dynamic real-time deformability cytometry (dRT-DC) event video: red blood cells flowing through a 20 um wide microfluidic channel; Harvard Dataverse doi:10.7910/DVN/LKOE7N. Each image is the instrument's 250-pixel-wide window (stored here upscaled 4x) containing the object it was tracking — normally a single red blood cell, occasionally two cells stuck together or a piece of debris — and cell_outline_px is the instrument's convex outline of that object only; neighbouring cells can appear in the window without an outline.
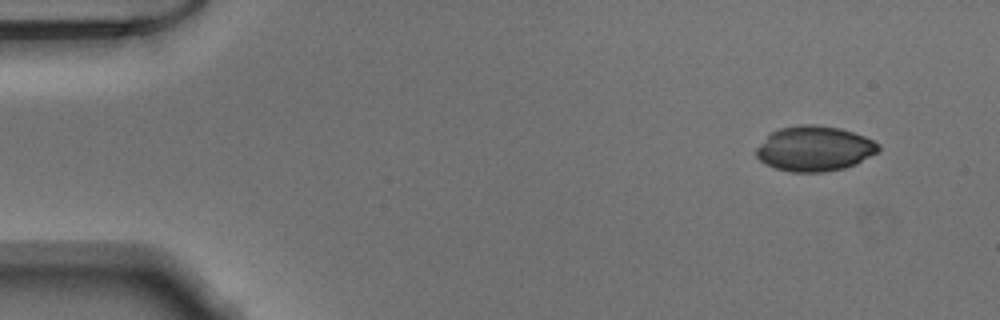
{"species": "Egyptian fruit bat (a non-hibernating species)", "species_latin": "Rousettus aegyptiacus", "temperature_condition": "warm", "stored_images_in_passage": 47, "camera_frame_rate_fps": 3000, "um_per_image_px": 0.085, "animal": {"sex": "male"}, "frame": {"image": 1, "passage_image": 1, "time_ms": 0.0, "image_size_px": [1000, 320], "cell_outline_px": [[880, 148], [876, 152], [856, 164], [844, 168], [824, 172], [792, 172], [776, 168], [764, 164], [756, 156], [756, 148], [772, 132], [780, 128], [800, 124], [816, 124], [840, 128], [864, 136], [880, 144]], "centroid_in_image_um": [69.22, 12.63], "position_along_channel_um": 15.8, "area_um2": 32.02}}
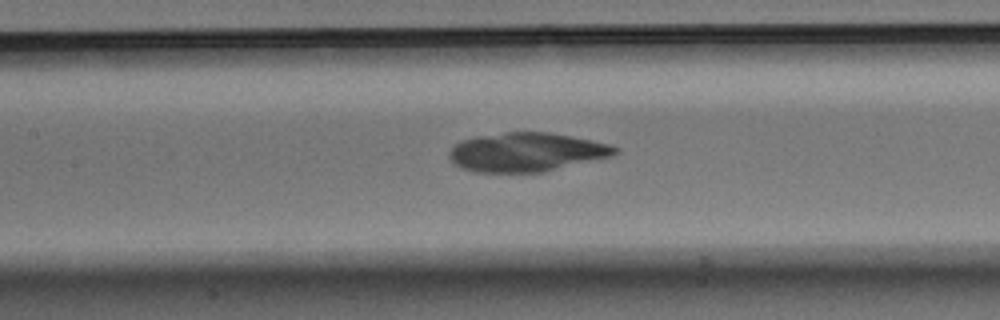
{"frame": {"image": 2, "passage_image": 20, "time_ms": 6.333, "image_size_px": [1000, 320], "cell_outline_px": [[620, 152], [612, 156], [544, 172], [472, 172], [460, 168], [452, 164], [448, 156], [448, 152], [460, 140], [476, 136], [504, 132], [548, 132], [572, 136], [612, 144], [620, 148]], "centroid_in_image_um": [44.75, 12.93], "position_along_channel_um": 162.7, "area_um2": 38.09}}
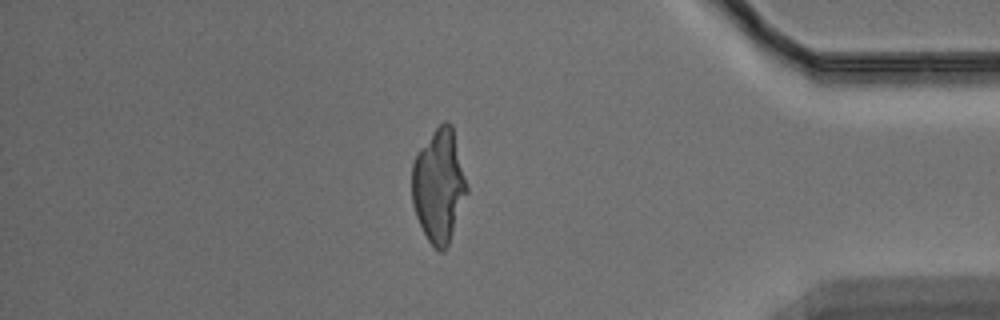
{"frame": {"image": 3, "passage_image": 40, "time_ms": 13.0, "image_size_px": [1000, 320], "cell_outline_px": [[468, 192], [448, 244], [444, 252], [440, 252], [428, 240], [416, 216], [412, 204], [412, 164], [416, 152], [436, 128], [444, 120], [448, 120], [452, 124], [468, 184]], "centroid_in_image_um": [37.31, 15.75], "position_along_channel_um": 397.9, "area_um2": 36.36}}